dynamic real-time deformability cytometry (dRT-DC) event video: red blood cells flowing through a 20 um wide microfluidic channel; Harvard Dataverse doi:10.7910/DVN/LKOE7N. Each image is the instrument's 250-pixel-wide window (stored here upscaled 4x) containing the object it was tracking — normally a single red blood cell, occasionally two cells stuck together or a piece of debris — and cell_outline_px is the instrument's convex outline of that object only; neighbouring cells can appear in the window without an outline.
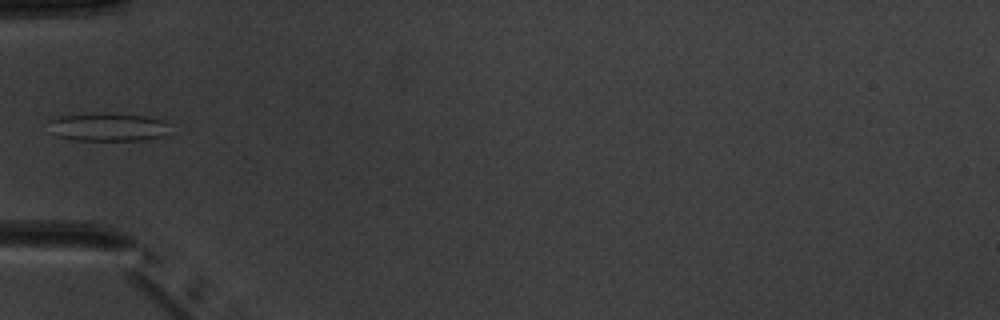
{"species": "common noctule bat (a hibernating species)", "species_latin": "Nyctalus noctula", "temperature_condition": "warm", "stored_images_in_passage": 5, "camera_frame_rate_fps": 3000, "um_per_image_px": 0.085, "animal": {"sex": "male", "body_mass_g": 20.1, "forearm_length_mm": 53.5}, "frame": {"image": 1, "passage_image": 5, "time_ms": 4.667, "image_size_px": [1000, 320], "cell_outline_px": [[168, 124], [164, 136], [144, 140], [76, 140], [56, 136], [48, 120], [60, 116], [144, 116], [164, 120]], "centroid_in_image_um": [9.21, 10.86], "position_along_channel_um": 75.8, "area_um2": 18.61}}